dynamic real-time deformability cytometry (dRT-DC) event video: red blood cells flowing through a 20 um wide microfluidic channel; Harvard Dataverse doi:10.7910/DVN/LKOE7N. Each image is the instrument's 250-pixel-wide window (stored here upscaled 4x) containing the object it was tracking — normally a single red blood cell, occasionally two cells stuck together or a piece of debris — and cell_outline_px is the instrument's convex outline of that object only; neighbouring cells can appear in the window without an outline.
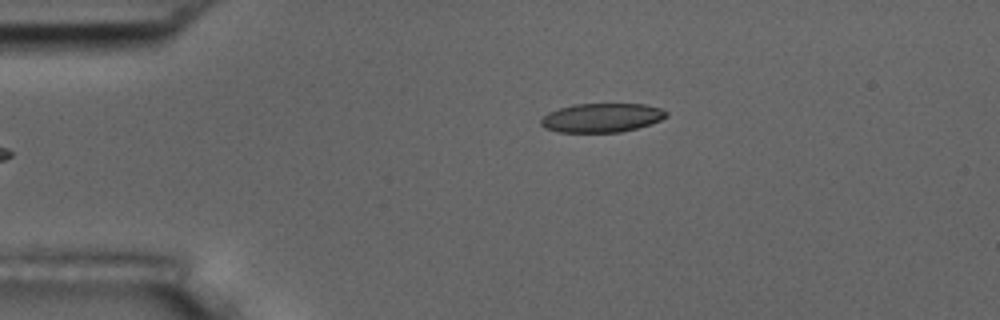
{"species": "common noctule bat (a hibernating species)", "species_latin": "Nyctalus noctula", "temperature_condition": "room temperature", "stored_images_in_passage": 6, "camera_frame_rate_fps": 3000, "um_per_image_px": 0.085, "animal": {"sex": "male", "body_mass_g": 17.5, "forearm_length_mm": 52.3}, "frame": {"image": 1, "passage_image": 6, "time_ms": 6.0, "image_size_px": [1000, 320], "cell_outline_px": [[668, 116], [652, 124], [620, 132], [560, 132], [544, 128], [540, 124], [540, 120], [548, 112], [572, 104], [644, 104], [664, 108], [668, 112]], "centroid_in_image_um": [51.18, 10.0], "position_along_channel_um": 33.8, "area_um2": 21.33}}